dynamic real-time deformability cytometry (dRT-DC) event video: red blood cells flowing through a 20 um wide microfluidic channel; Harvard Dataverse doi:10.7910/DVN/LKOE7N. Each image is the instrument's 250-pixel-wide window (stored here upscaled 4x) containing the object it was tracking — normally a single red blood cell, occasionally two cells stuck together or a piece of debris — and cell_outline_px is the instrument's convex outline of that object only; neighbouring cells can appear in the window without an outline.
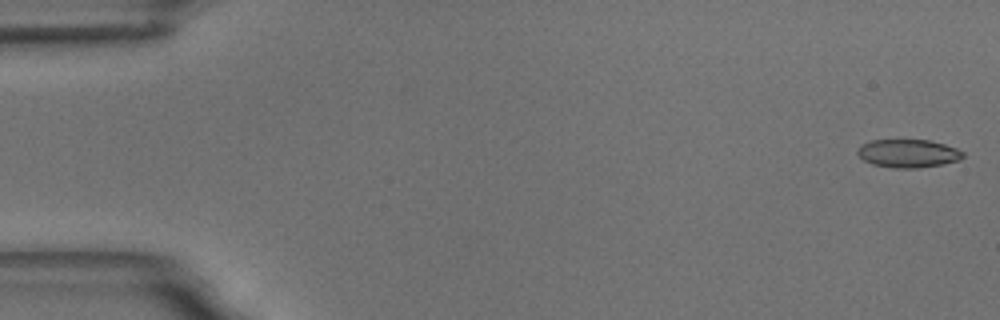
{"species": "common noctule bat (a hibernating species)", "species_latin": "Nyctalus noctula", "temperature_condition": "room temperature", "stored_images_in_passage": 57, "camera_frame_rate_fps": 3000, "um_per_image_px": 0.085, "animal": {"sex": "male", "body_mass_g": 18.8}, "frame": {"image": 1, "passage_image": 1, "time_ms": 0.0, "image_size_px": [1000, 320], "cell_outline_px": [[964, 156], [960, 160], [920, 168], [896, 168], [872, 164], [864, 160], [856, 152], [864, 144], [872, 140], [928, 140], [944, 144], [956, 148], [964, 152]], "centroid_in_image_um": [77.22, 13.04], "position_along_channel_um": 7.8, "area_um2": 17.11}}
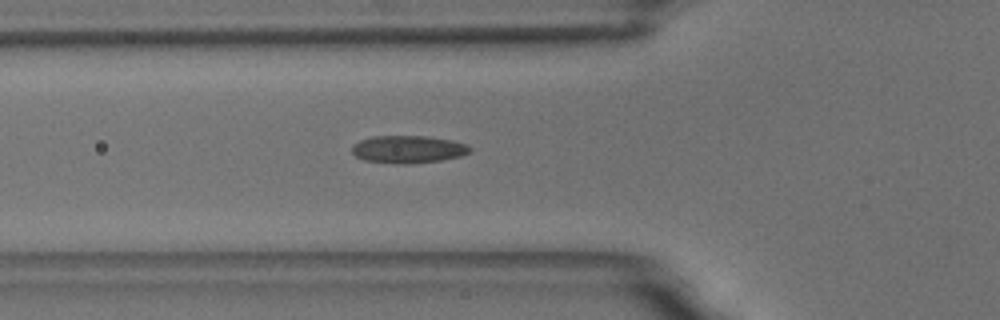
{"frame": {"image": 2, "passage_image": 20, "time_ms": 6.333, "image_size_px": [1000, 320], "cell_outline_px": [[472, 152], [460, 156], [440, 160], [412, 164], [400, 164], [364, 160], [356, 156], [352, 152], [352, 144], [360, 140], [372, 136], [428, 136], [452, 140], [468, 144], [472, 148]], "centroid_in_image_um": [34.71, 12.68], "position_along_channel_um": 91.1, "area_um2": 19.13}}
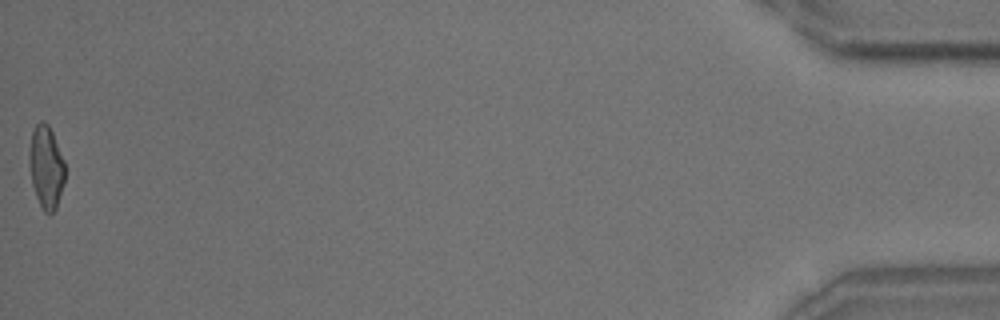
{"frame": {"image": 3, "passage_image": 57, "time_ms": 18.667, "image_size_px": [1000, 320], "cell_outline_px": [[64, 180], [56, 208], [48, 216], [44, 212], [36, 196], [32, 184], [28, 160], [28, 156], [32, 132], [36, 124], [40, 120], [44, 120], [48, 124], [52, 132], [64, 160]], "centroid_in_image_um": [3.9, 14.18], "position_along_channel_um": 431.3, "area_um2": 17.17}, "authors_computed_cell_mechanics": {"area_um2": 17.7446, "velocity_mm_per_s": 3.5453, "shape_relaxation_time_tau1_ms": 6.2552, "shape_relaxation_time_tau2_ms": 1.6785, "deformation_change_tau1": 0.1788, "deformation_change_tau2": 0.0966}}